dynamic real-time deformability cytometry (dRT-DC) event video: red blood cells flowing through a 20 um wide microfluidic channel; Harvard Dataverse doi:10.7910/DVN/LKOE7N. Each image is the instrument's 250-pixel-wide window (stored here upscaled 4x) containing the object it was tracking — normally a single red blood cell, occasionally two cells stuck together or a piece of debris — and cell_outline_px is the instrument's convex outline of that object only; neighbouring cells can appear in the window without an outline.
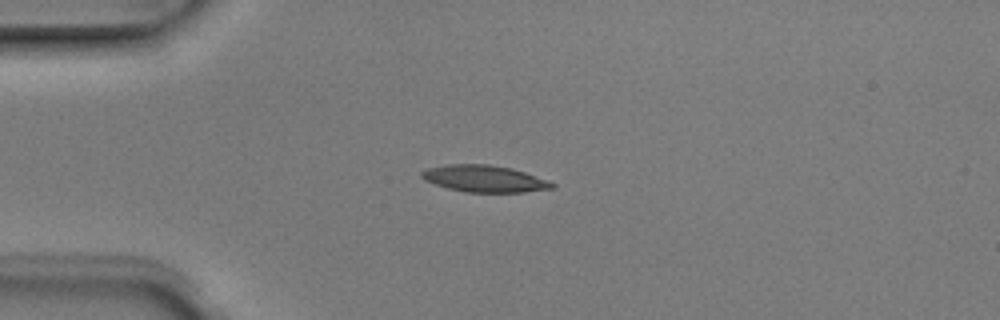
{"species": "Egyptian fruit bat (a non-hibernating species)", "species_latin": "Rousettus aegyptiacus", "temperature_condition": "room temperature", "stored_images_in_passage": 5, "camera_frame_rate_fps": 3000, "um_per_image_px": 0.085, "animal": {"sex": "male"}, "frame": {"image": 1, "passage_image": 2, "time_ms": 0.333, "image_size_px": [1000, 320], "cell_outline_px": [[556, 188], [524, 192], [464, 192], [448, 188], [424, 180], [420, 176], [420, 172], [428, 168], [444, 164], [488, 164], [512, 168], [548, 180], [556, 184]], "centroid_in_image_um": [41.18, 15.18], "position_along_channel_um": 43.8, "area_um2": 20.46}}
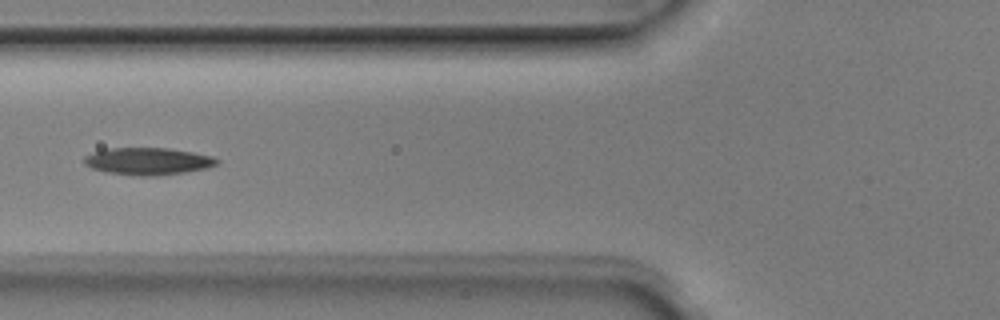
{"frame": {"image": 2, "passage_image": 4, "time_ms": 1.0, "image_size_px": [1000, 320], "cell_outline_px": [[220, 160], [216, 164], [208, 168], [184, 172], [152, 176], [140, 176], [104, 172], [92, 168], [84, 164], [84, 156], [108, 148], [168, 148], [192, 152], [212, 156]], "centroid_in_image_um": [12.57, 13.71], "position_along_channel_um": 113.2, "area_um2": 20.92}}
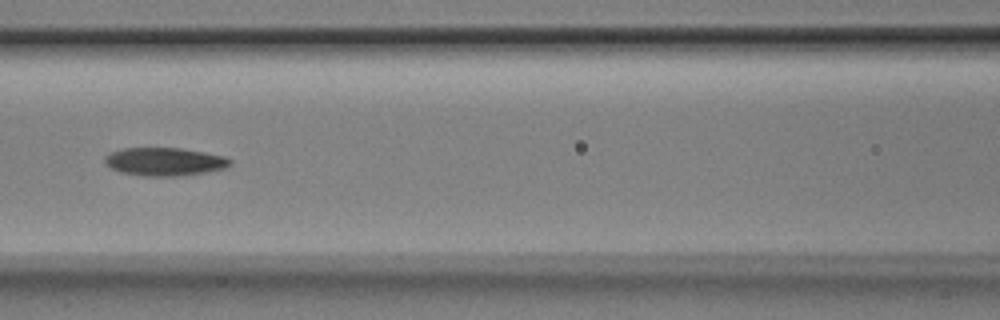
{"frame": {"image": 3, "passage_image": 5, "time_ms": 1.333, "image_size_px": [1000, 320], "cell_outline_px": [[232, 164], [224, 168], [204, 172], [176, 176], [144, 176], [120, 172], [104, 164], [104, 156], [112, 152], [124, 148], [180, 148], [204, 152], [224, 156], [232, 160]], "centroid_in_image_um": [13.97, 13.74], "position_along_channel_um": 152.6, "area_um2": 20.46}}